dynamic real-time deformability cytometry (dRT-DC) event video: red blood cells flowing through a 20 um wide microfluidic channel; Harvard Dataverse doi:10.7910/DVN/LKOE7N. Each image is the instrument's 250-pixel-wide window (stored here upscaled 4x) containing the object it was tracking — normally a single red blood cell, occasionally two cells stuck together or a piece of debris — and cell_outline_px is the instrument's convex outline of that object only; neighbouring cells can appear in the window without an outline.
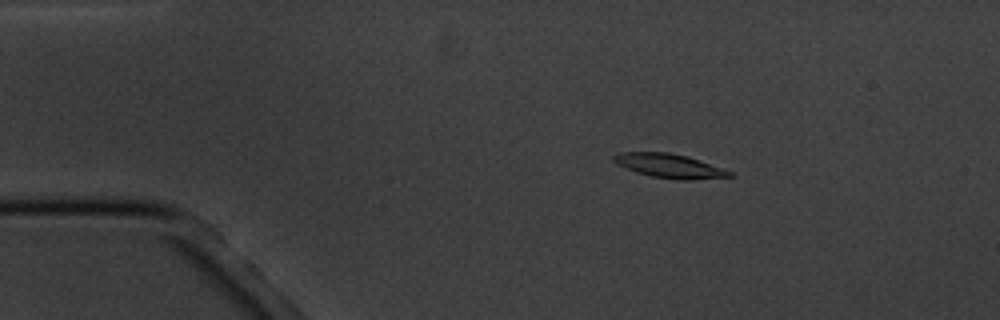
{"species": "common noctule bat (a hibernating species)", "species_latin": "Nyctalus noctula", "temperature_condition": "cold", "stored_images_in_passage": 5, "camera_frame_rate_fps": 3000, "um_per_image_px": 0.085, "animal": {"sex": "male", "body_mass_g": 20.1, "forearm_length_mm": 53.5}, "frame": {"image": 1, "passage_image": 3, "time_ms": 2.333, "image_size_px": [1000, 320], "cell_outline_px": [[736, 176], [688, 180], [680, 180], [652, 176], [636, 172], [616, 164], [612, 160], [612, 156], [620, 152], [668, 152], [688, 156], [732, 172]], "centroid_in_image_um": [56.88, 14.09], "position_along_channel_um": 28.1, "area_um2": 16.18}}